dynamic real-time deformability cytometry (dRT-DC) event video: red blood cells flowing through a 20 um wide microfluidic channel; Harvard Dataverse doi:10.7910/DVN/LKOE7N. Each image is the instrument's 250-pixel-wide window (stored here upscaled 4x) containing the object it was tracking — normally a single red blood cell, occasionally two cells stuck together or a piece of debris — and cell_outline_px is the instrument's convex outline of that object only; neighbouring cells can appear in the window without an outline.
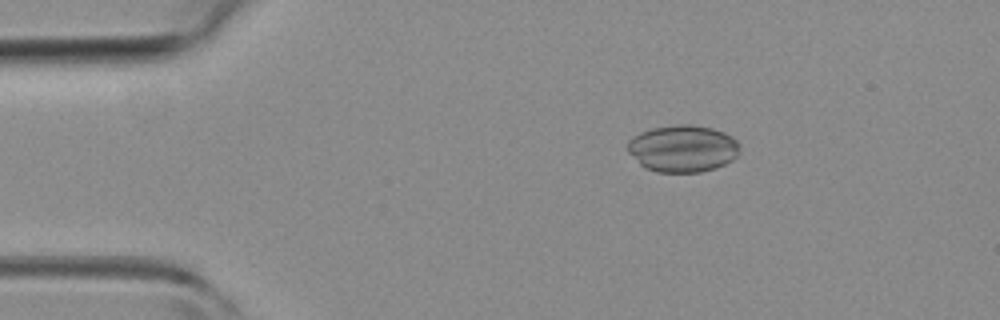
{"species": "common noctule bat (a hibernating species)", "species_latin": "Nyctalus noctula", "temperature_condition": "room temperature", "stored_images_in_passage": 5, "camera_frame_rate_fps": 3000, "um_per_image_px": 0.085, "animal": {"sex": "female", "body_mass_g": 19.3, "forearm_length_mm": 54.1}, "frame": {"image": 1, "passage_image": 3, "time_ms": 2.333, "image_size_px": [1000, 320], "cell_outline_px": [[736, 156], [732, 160], [716, 168], [700, 172], [656, 172], [644, 168], [624, 148], [628, 140], [632, 136], [640, 132], [652, 128], [680, 124], [692, 124], [712, 128], [724, 132], [732, 136], [736, 140]], "centroid_in_image_um": [57.96, 12.62], "position_along_channel_um": 27.0, "area_um2": 30.81}}
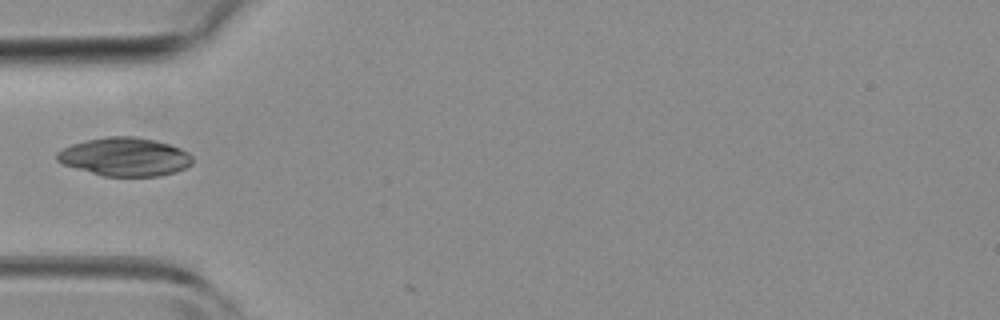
{"frame": {"image": 2, "passage_image": 5, "time_ms": 4.667, "image_size_px": [1000, 320], "cell_outline_px": [[192, 164], [176, 172], [160, 176], [104, 176], [76, 168], [64, 164], [56, 160], [56, 152], [72, 144], [88, 140], [108, 136], [132, 136], [156, 140], [180, 148], [188, 152], [192, 156]], "centroid_in_image_um": [10.63, 13.33], "position_along_channel_um": 74.4, "area_um2": 30.23}}